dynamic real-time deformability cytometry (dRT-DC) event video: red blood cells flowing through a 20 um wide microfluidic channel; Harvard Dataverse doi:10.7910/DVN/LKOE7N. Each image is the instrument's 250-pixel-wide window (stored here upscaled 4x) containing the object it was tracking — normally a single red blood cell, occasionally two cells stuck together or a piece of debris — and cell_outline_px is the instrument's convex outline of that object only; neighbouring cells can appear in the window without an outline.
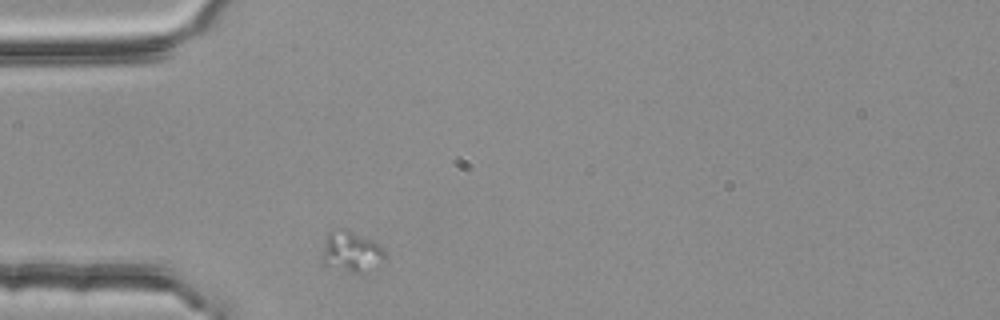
{"species": "common noctule bat (a hibernating species)", "species_latin": "Nyctalus noctula", "temperature_condition": "room temperature", "stored_images_in_passage": 1, "camera_frame_rate_fps": 3000, "um_per_image_px": 0.085, "animal": {"sex": "female", "body_mass_g": 25.1}, "frame": {"image": 1, "passage_image": 1, "time_ms": 0.0, "image_size_px": [1000, 320], "cell_outline_px": [[384, 260], [380, 268], [368, 272], [352, 272], [324, 264], [320, 260], [320, 256], [328, 232], [340, 228], [348, 228], [380, 244], [384, 248]], "centroid_in_image_um": [29.89, 21.39], "position_along_channel_um": 55.1, "area_um2": 15.37}}